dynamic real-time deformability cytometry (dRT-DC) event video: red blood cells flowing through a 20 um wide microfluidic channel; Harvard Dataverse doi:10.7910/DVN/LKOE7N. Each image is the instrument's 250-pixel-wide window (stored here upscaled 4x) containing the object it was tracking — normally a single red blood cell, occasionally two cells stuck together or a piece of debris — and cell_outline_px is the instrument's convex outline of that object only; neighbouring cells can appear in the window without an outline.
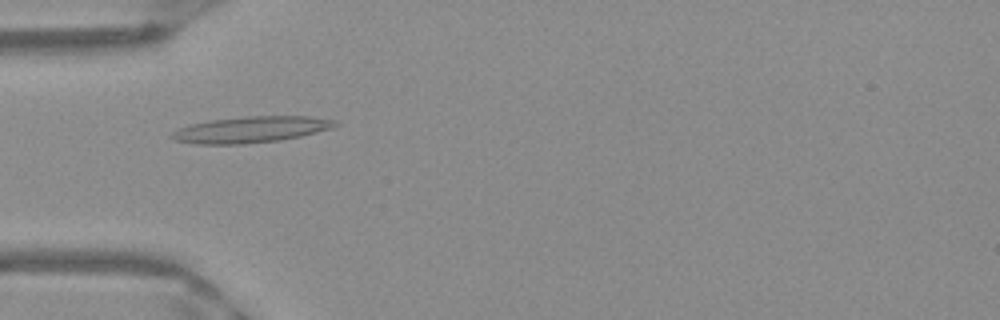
{"species": "Egyptian fruit bat (a non-hibernating species)", "species_latin": "Rousettus aegyptiacus", "temperature_condition": "warm", "stored_images_in_passage": 35, "camera_frame_rate_fps": 3000, "um_per_image_px": 0.085, "frame": {"image": 1, "passage_image": 3, "time_ms": 0.667, "image_size_px": [1000, 320], "cell_outline_px": [[340, 124], [332, 128], [300, 136], [280, 140], [244, 144], [196, 144], [176, 140], [168, 136], [176, 128], [188, 124], [208, 120], [244, 116], [308, 116], [332, 120]], "centroid_in_image_um": [21.25, 11.01], "position_along_channel_um": 63.7, "area_um2": 25.09}}
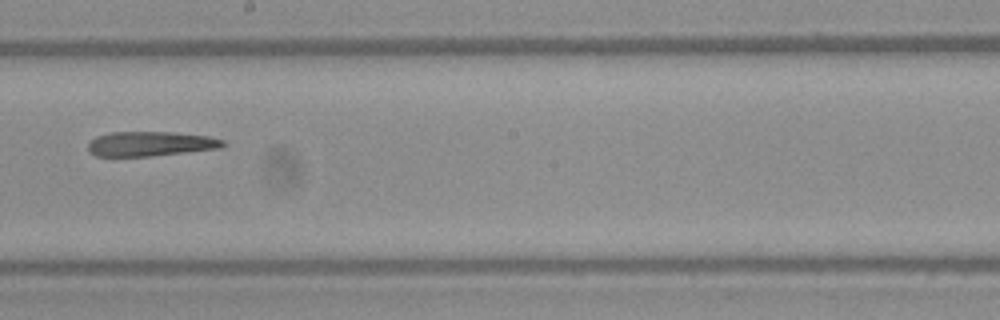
{"frame": {"image": 2, "passage_image": 16, "time_ms": 5.0, "image_size_px": [1000, 320], "cell_outline_px": [[228, 144], [220, 148], [152, 156], [96, 156], [88, 152], [88, 144], [96, 136], [108, 132], [172, 132], [208, 136], [224, 140]], "centroid_in_image_um": [12.79, 12.22], "position_along_channel_um": 235.4, "area_um2": 19.48}}
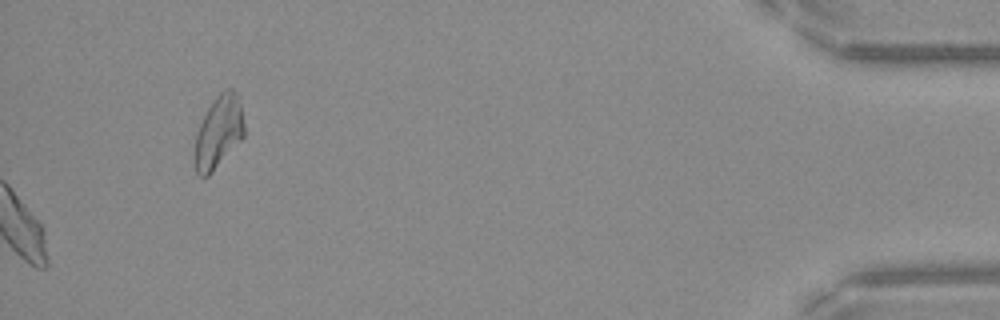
{"frame": {"image": 3, "passage_image": 35, "time_ms": 11.333, "image_size_px": [1000, 320], "cell_outline_px": [[244, 136], [212, 172], [208, 176], [200, 176], [196, 172], [192, 156], [196, 132], [208, 108], [216, 96], [224, 88], [232, 88], [236, 92], [240, 104], [244, 124]], "centroid_in_image_um": [18.54, 11.23], "position_along_channel_um": 416.7, "area_um2": 20.98}}